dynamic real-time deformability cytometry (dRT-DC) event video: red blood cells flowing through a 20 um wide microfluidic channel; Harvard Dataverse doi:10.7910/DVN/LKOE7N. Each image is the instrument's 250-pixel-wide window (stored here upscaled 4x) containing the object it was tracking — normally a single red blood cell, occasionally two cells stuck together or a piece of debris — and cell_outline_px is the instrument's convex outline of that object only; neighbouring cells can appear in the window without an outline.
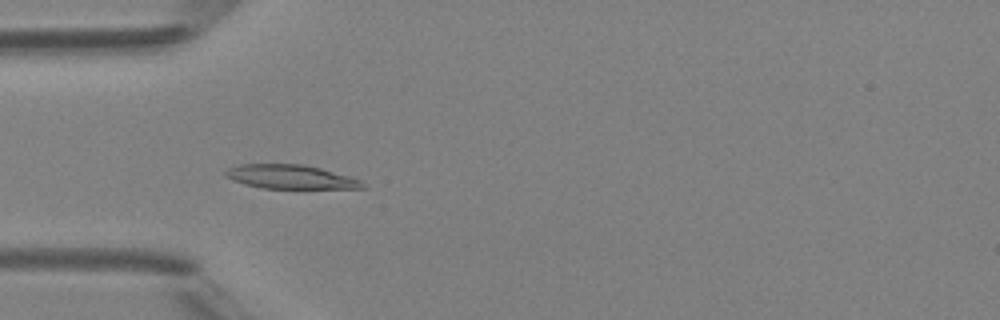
{"species": "Egyptian fruit bat (a non-hibernating species)", "species_latin": "Rousettus aegyptiacus", "temperature_condition": "room temperature", "stored_images_in_passage": 6, "camera_frame_rate_fps": 3000, "um_per_image_px": 0.085, "animal": {"sex": "female"}, "frame": {"image": 1, "passage_image": 5, "time_ms": 4.667, "image_size_px": [1000, 320], "cell_outline_px": [[364, 188], [304, 192], [264, 188], [244, 184], [232, 180], [224, 176], [224, 172], [228, 168], [240, 164], [304, 164], [320, 168], [348, 176], [360, 180], [364, 184]], "centroid_in_image_um": [24.76, 15.1], "position_along_channel_um": 60.2, "area_um2": 20.4}}
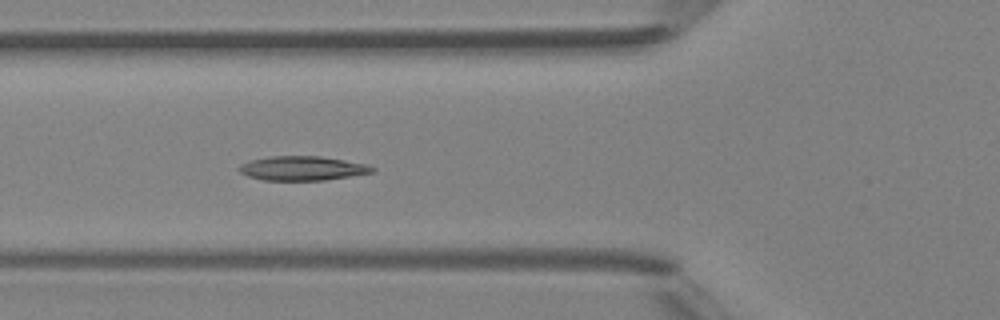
{"frame": {"image": 2, "passage_image": 6, "time_ms": 5.667, "image_size_px": [1000, 320], "cell_outline_px": [[376, 172], [324, 180], [264, 180], [248, 176], [240, 172], [236, 168], [240, 164], [252, 160], [272, 156], [320, 156], [368, 164], [376, 168]], "centroid_in_image_um": [25.73, 14.3], "position_along_channel_um": 100.1, "area_um2": 18.84}}